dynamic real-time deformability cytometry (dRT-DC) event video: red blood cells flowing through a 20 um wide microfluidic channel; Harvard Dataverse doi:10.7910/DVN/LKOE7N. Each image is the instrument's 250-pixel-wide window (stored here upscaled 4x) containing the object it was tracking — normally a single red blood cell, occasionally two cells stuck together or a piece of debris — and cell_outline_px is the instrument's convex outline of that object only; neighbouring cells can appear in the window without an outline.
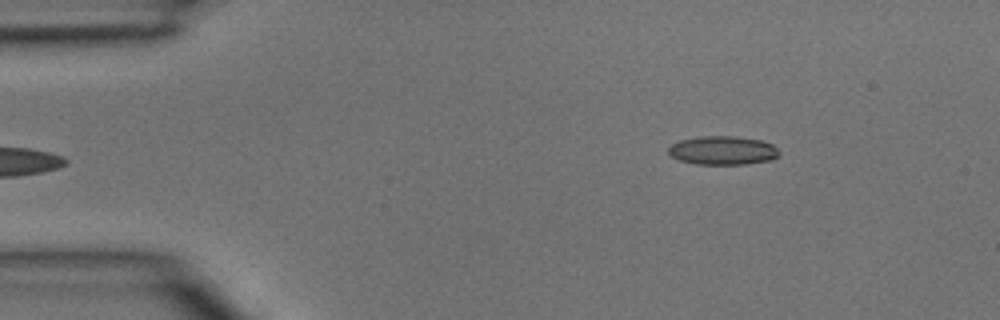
{"species": "common noctule bat (a hibernating species)", "species_latin": "Nyctalus noctula", "temperature_condition": "room temperature", "stored_images_in_passage": 4, "camera_frame_rate_fps": 3000, "um_per_image_px": 0.085, "animal": {"sex": "male", "body_mass_g": 15.6}, "frame": {"image": 1, "passage_image": 1, "time_ms": 0.0, "image_size_px": [1000, 320], "cell_outline_px": [[780, 156], [772, 160], [744, 164], [696, 164], [680, 160], [672, 156], [668, 152], [668, 148], [672, 144], [680, 140], [700, 136], [736, 136], [760, 140], [772, 144], [780, 152]], "centroid_in_image_um": [61.46, 12.78], "position_along_channel_um": 23.5, "area_um2": 18.55}}
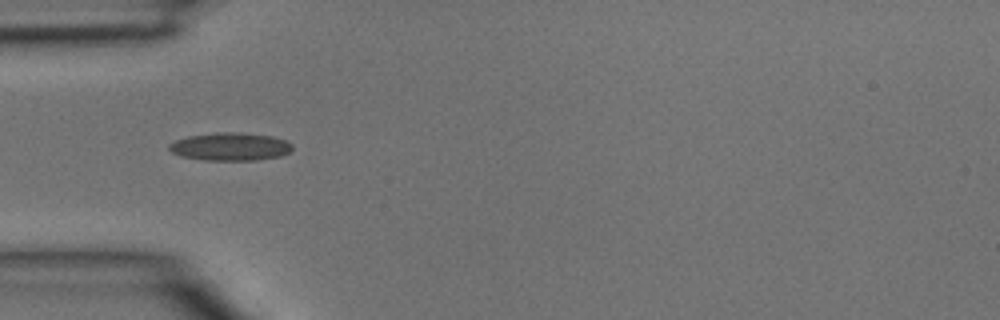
{"frame": {"image": 2, "passage_image": 3, "time_ms": 0.667, "image_size_px": [1000, 320], "cell_outline_px": [[292, 148], [288, 152], [280, 156], [256, 160], [204, 160], [180, 156], [172, 152], [168, 148], [168, 144], [176, 140], [188, 136], [216, 132], [240, 132], [272, 136], [284, 140], [292, 144]], "centroid_in_image_um": [19.54, 12.46], "position_along_channel_um": 65.5, "area_um2": 20.06}}